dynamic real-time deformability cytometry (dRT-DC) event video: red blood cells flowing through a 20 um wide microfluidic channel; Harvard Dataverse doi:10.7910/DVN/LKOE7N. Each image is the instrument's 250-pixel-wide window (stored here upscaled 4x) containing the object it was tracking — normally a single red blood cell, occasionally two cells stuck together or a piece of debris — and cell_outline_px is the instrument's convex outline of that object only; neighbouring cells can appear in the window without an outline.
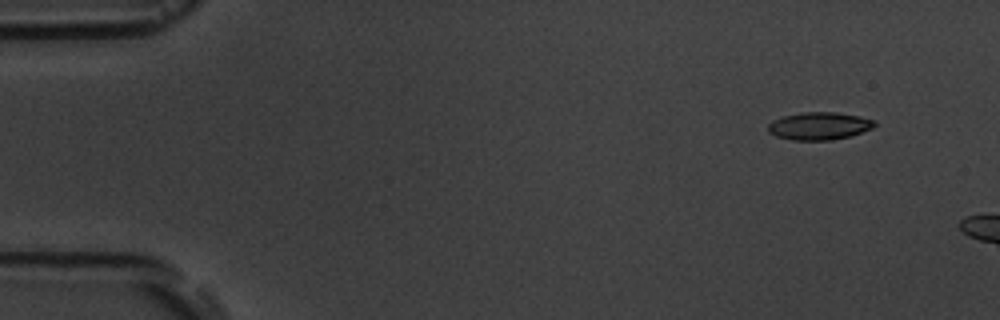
{"species": "common noctule bat (a hibernating species)", "species_latin": "Nyctalus noctula", "temperature_condition": "room temperature", "stored_images_in_passage": 6, "segment_of_instrument_passage": [2, 2], "camera_frame_rate_fps": 3000, "um_per_image_px": 0.085, "animal": {"sex": "male", "body_mass_g": 19.5, "forearm_length_mm": 54.6}, "frame": {"image": 1, "passage_image": 6, "time_ms": 6.667, "image_size_px": [1000, 320], "cell_outline_px": [[876, 124], [872, 128], [852, 136], [832, 140], [792, 140], [776, 136], [768, 132], [768, 124], [772, 120], [784, 116], [800, 112], [836, 112], [860, 116], [876, 120]], "centroid_in_image_um": [69.64, 10.7], "position_along_channel_um": 15.4, "area_um2": 17.34}}